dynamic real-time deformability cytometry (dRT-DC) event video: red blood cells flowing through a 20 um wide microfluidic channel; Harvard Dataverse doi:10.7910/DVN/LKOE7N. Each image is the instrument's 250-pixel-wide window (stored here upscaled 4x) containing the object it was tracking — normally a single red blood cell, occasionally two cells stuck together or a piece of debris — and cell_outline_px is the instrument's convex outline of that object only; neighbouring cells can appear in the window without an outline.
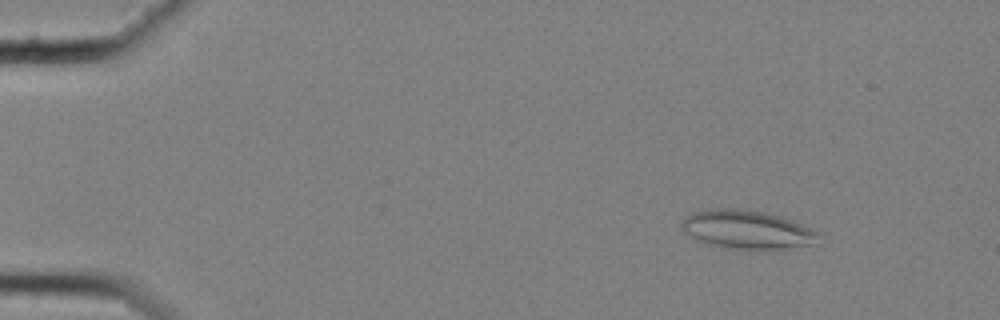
{"species": "common noctule bat (a hibernating species)", "species_latin": "Nyctalus noctula", "temperature_condition": "cold", "stored_images_in_passage": 58, "camera_frame_rate_fps": 3000, "um_per_image_px": 0.085, "animal": {"sex": "female", "body_mass_g": 25.1}, "frame": {"image": 1, "passage_image": 8, "time_ms": 2.333, "image_size_px": [1000, 320], "cell_outline_px": [[816, 232], [812, 244], [780, 252], [720, 248], [708, 244], [684, 232], [680, 228], [680, 224], [684, 216], [692, 212], [716, 208], [736, 208], [768, 212], [792, 220]], "centroid_in_image_um": [63.45, 19.55], "position_along_channel_um": 21.6, "area_um2": 31.44}}
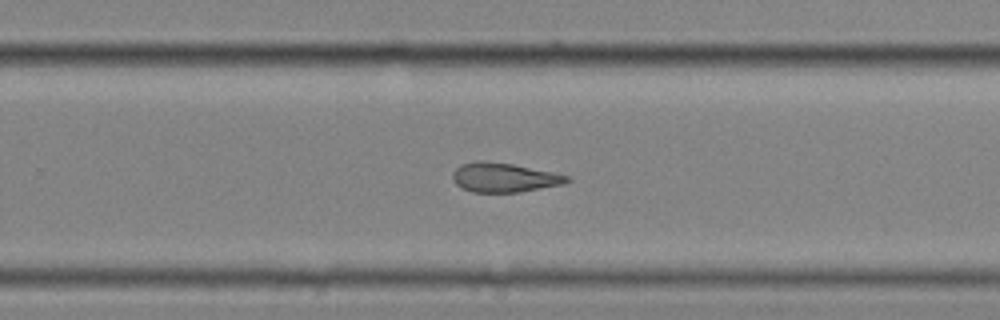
{"frame": {"image": 2, "passage_image": 39, "time_ms": 12.667, "image_size_px": [1000, 320], "cell_outline_px": [[572, 180], [560, 184], [520, 192], [472, 192], [456, 184], [452, 180], [452, 172], [460, 164], [476, 160], [484, 160], [512, 164], [572, 176]], "centroid_in_image_um": [42.81, 15.07], "position_along_channel_um": 287.0, "area_um2": 19.54}}
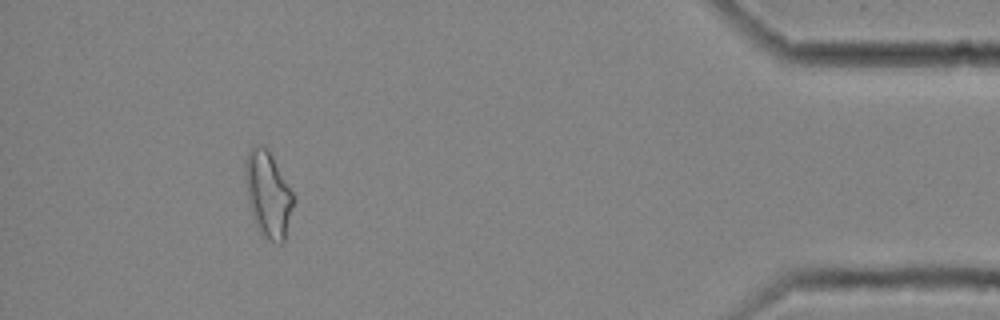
{"frame": {"image": 3, "passage_image": 54, "time_ms": 17.667, "image_size_px": [1000, 320], "cell_outline_px": [[296, 200], [284, 240], [280, 244], [276, 244], [268, 240], [260, 232], [256, 224], [248, 204], [244, 172], [244, 160], [252, 144], [264, 144], [268, 148], [296, 196]], "centroid_in_image_um": [22.79, 16.46], "position_along_channel_um": 412.4, "area_um2": 24.85}, "authors_computed_cell_mechanics": {"area_um2": 21.675, "velocity_mm_per_s": 3.5395, "shape_relaxation_time_tau1_ms": null, "shape_relaxation_time_tau2_ms": 4.6355, "deformation_change_tau1": null, "deformation_change_tau2": 0.1292}}